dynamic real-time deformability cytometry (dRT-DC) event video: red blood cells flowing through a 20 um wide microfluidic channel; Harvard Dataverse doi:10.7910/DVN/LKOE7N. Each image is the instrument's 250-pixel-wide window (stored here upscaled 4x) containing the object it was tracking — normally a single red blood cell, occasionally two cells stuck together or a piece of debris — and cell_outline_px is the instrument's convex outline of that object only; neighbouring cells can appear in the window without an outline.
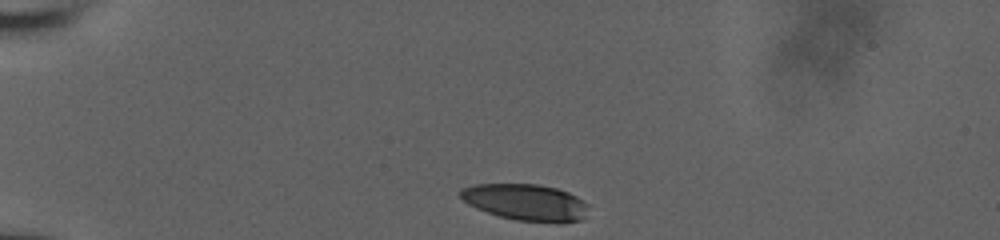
{"species": "human", "species_latin": "Homo sapiens", "temperature_condition": "room temperature", "stored_images_in_passage": 34, "camera_frame_rate_fps": 3000, "um_per_image_px": 0.085, "donor": {"sex": "male"}, "frame": {"image": 1, "passage_image": 1, "time_ms": 0.0, "image_size_px": [1000, 240], "cell_outline_px": [[588, 204], [584, 220], [516, 220], [500, 216], [476, 208], [468, 204], [460, 196], [460, 188], [476, 184], [536, 184], [556, 188], [568, 192], [576, 196]], "centroid_in_image_um": [44.64, 17.15], "position_along_channel_um": 40.4, "area_um2": 26.47}}
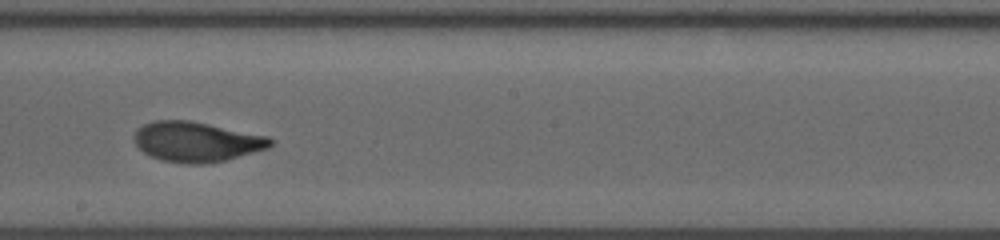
{"frame": {"image": 2, "passage_image": 20, "time_ms": 6.333, "image_size_px": [1000, 240], "cell_outline_px": [[272, 144], [268, 148], [212, 164], [188, 164], [160, 160], [148, 156], [136, 144], [132, 136], [136, 128], [144, 124], [156, 120], [188, 120], [268, 136], [272, 140]], "centroid_in_image_um": [16.66, 12.06], "position_along_channel_um": 231.5, "area_um2": 31.91}}
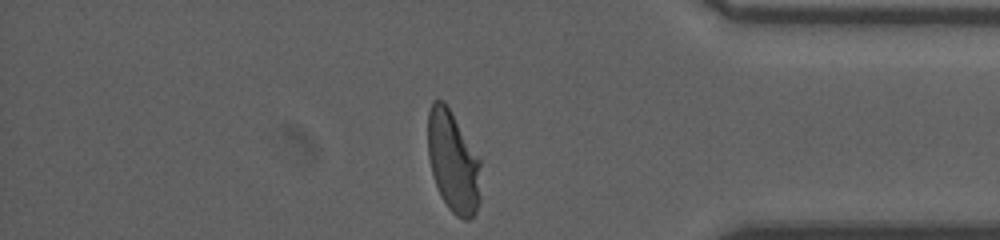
{"frame": {"image": 3, "passage_image": 34, "time_ms": 11.0, "image_size_px": [1000, 240], "cell_outline_px": [[480, 200], [476, 212], [468, 220], [464, 220], [456, 216], [448, 208], [440, 196], [432, 172], [428, 156], [428, 112], [432, 100], [444, 100], [480, 160]], "centroid_in_image_um": [38.51, 13.78], "position_along_channel_um": 396.7, "area_um2": 31.15}, "authors_computed_cell_mechanics": {"area_um2": 31.4432, "velocity_mm_per_s": 3.9293, "shape_relaxation_time_tau1_ms": 4.2325, "shape_relaxation_time_tau2_ms": 0.8844, "deformation_change_tau1": 0.2101, "deformation_change_tau2": 0.0581}}